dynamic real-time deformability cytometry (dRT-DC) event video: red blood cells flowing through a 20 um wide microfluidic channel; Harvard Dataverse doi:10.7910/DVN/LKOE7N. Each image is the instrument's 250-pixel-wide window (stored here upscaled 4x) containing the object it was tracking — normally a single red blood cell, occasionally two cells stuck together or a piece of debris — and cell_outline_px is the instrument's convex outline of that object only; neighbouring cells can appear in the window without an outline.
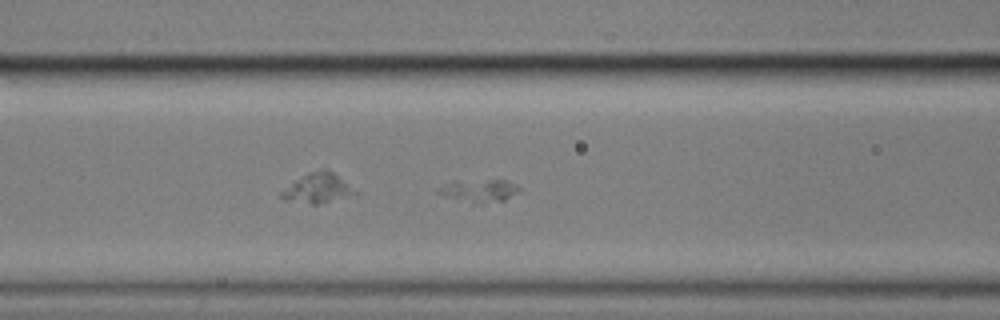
{"species": "common noctule bat (a hibernating species)", "species_latin": "Nyctalus noctula", "temperature_condition": "cold", "stored_images_in_passage": 37, "camera_frame_rate_fps": 3000, "um_per_image_px": 0.085, "animal": {"sex": "male", "body_mass_g": 17.9}, "frame": {"image": 1, "passage_image": 14, "time_ms": 4.333, "image_size_px": [1000, 320], "cell_outline_px": [[520, 192], [504, 200], [484, 204], [436, 192], [440, 188], [452, 180], [504, 180], [516, 184], [520, 188]], "centroid_in_image_um": [40.85, 16.17], "position_along_channel_um": 125.8, "area_um2": 10.29}}
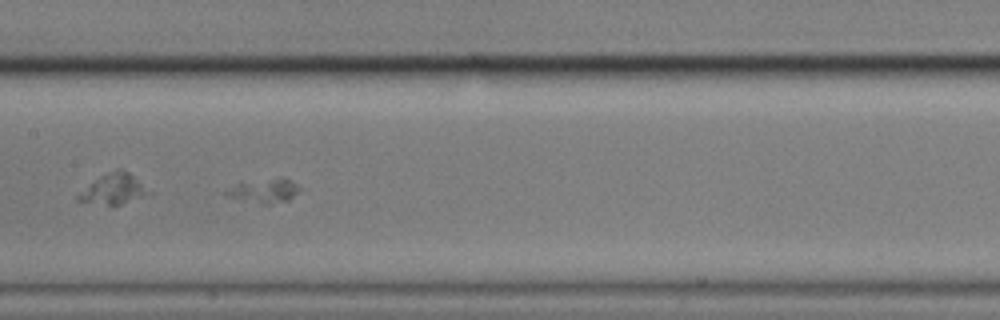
{"frame": {"image": 2, "passage_image": 19, "time_ms": 6.0, "image_size_px": [1000, 320], "cell_outline_px": [[300, 188], [288, 200], [268, 204], [260, 204], [228, 196], [224, 192], [240, 180], [280, 176], [292, 180]], "centroid_in_image_um": [22.42, 16.15], "position_along_channel_um": 185.0, "area_um2": 10.64}}